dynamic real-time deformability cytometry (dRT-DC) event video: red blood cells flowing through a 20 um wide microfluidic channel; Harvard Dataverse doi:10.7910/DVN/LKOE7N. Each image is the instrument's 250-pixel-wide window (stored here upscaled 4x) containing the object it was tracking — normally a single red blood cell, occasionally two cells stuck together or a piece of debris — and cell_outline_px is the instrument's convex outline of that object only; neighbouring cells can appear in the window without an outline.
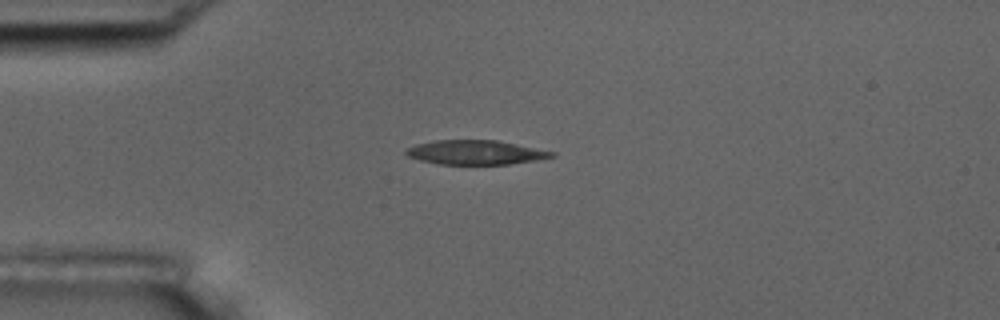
{"species": "common noctule bat (a hibernating species)", "species_latin": "Nyctalus noctula", "temperature_condition": "room temperature", "stored_images_in_passage": 10, "camera_frame_rate_fps": 3000, "um_per_image_px": 0.085, "animal": {"sex": "male", "body_mass_g": 17.5, "forearm_length_mm": 52.3}, "frame": {"image": 1, "passage_image": 1, "time_ms": 0.0, "image_size_px": [1000, 320], "cell_outline_px": [[556, 156], [536, 160], [508, 164], [440, 164], [420, 160], [408, 156], [404, 152], [404, 148], [416, 144], [436, 140], [500, 140], [556, 152]], "centroid_in_image_um": [40.43, 12.94], "position_along_channel_um": 44.6, "area_um2": 20.75}}
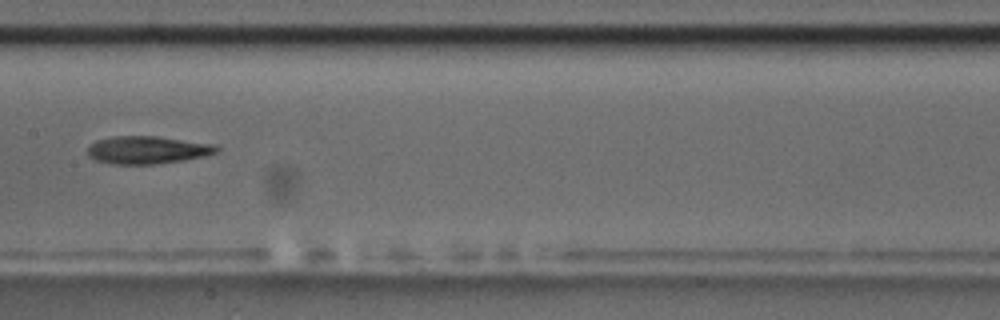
{"frame": {"image": 2, "passage_image": 5, "time_ms": 4.667, "image_size_px": [1000, 320], "cell_outline_px": [[220, 148], [216, 152], [204, 156], [184, 160], [156, 164], [112, 164], [96, 160], [88, 156], [88, 144], [96, 140], [112, 136], [156, 136], [216, 144]], "centroid_in_image_um": [12.51, 12.74], "position_along_channel_um": 194.9, "area_um2": 20.98}}
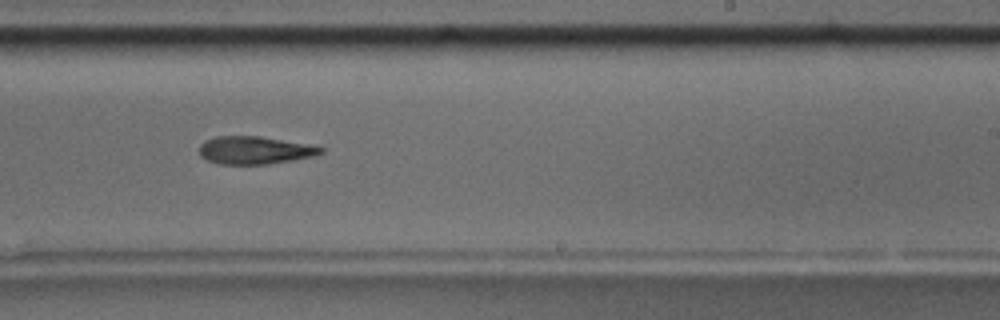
{"frame": {"image": 3, "passage_image": 7, "time_ms": 6.667, "image_size_px": [1000, 320], "cell_outline_px": [[324, 152], [312, 156], [292, 160], [268, 164], [220, 164], [208, 160], [200, 156], [200, 144], [204, 140], [216, 136], [260, 136], [320, 144], [324, 148]], "centroid_in_image_um": [21.73, 12.74], "position_along_channel_um": 267.3, "area_um2": 20.11}}